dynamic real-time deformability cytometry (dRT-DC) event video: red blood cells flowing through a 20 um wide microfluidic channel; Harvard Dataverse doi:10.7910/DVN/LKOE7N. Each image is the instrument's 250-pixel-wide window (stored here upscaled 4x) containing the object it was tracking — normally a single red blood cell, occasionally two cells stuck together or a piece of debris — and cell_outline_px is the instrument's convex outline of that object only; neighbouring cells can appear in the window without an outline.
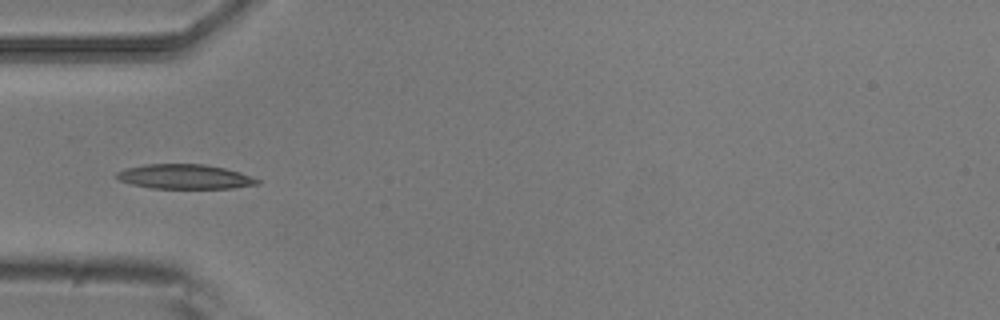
{"species": "common noctule bat (a hibernating species)", "species_latin": "Nyctalus noctula", "temperature_condition": "room temperature", "stored_images_in_passage": 5, "camera_frame_rate_fps": 3000, "um_per_image_px": 0.085, "animal": {"sex": "male", "body_mass_g": 20.5, "forearm_length_mm": 52.5}, "frame": {"image": 1, "passage_image": 5, "time_ms": 1.333, "image_size_px": [1000, 320], "cell_outline_px": [[260, 184], [232, 188], [152, 188], [132, 184], [120, 180], [116, 176], [116, 172], [124, 168], [144, 164], [204, 164], [224, 168], [240, 172], [260, 180]], "centroid_in_image_um": [15.7, 15.01], "position_along_channel_um": 69.3, "area_um2": 20.11}}